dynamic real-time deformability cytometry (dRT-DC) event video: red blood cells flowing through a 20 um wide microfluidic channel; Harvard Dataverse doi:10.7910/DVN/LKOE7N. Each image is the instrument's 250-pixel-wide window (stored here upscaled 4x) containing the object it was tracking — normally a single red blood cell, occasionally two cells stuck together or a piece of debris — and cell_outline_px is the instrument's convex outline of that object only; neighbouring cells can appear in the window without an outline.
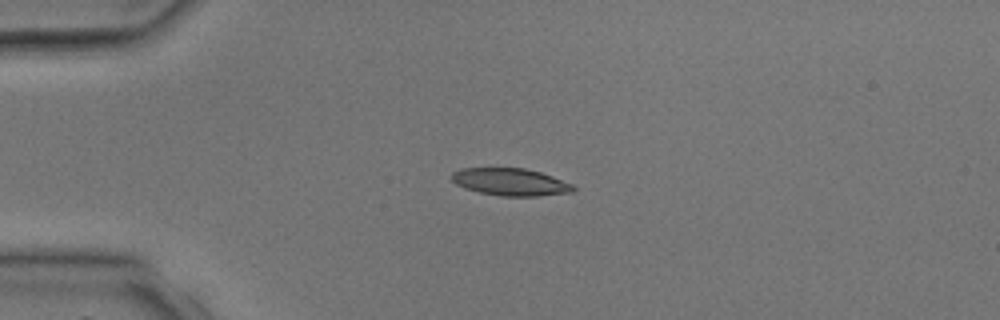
{"species": "common noctule bat (a hibernating species)", "species_latin": "Nyctalus noctula", "temperature_condition": "room temperature", "stored_images_in_passage": 3, "camera_frame_rate_fps": 3000, "um_per_image_px": 0.085, "animal": {"sex": "male", "body_mass_g": 17.9, "forearm_length_mm": 54.2}, "frame": {"image": 1, "passage_image": 3, "time_ms": 3.333, "image_size_px": [1000, 320], "cell_outline_px": [[576, 188], [572, 192], [536, 196], [500, 196], [480, 192], [464, 188], [456, 184], [448, 176], [452, 172], [460, 168], [524, 168], [540, 172], [552, 176], [572, 184]], "centroid_in_image_um": [43.34, 15.46], "position_along_channel_um": 41.7, "area_um2": 19.42}}